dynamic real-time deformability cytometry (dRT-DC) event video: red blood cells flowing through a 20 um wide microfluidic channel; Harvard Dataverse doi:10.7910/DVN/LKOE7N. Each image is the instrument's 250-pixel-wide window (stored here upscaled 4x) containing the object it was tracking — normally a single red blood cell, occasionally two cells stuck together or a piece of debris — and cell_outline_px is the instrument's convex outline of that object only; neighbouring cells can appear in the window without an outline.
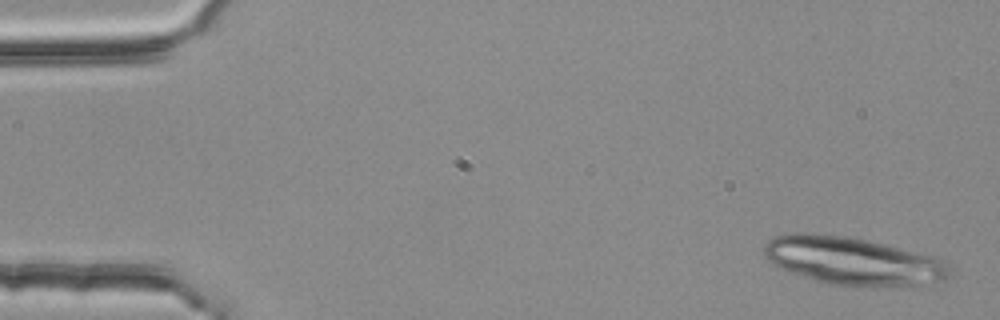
{"species": "common noctule bat (a hibernating species)", "species_latin": "Nyctalus noctula", "temperature_condition": "room temperature", "stored_images_in_passage": 3, "camera_frame_rate_fps": 3000, "um_per_image_px": 0.085, "animal": {"sex": "female", "body_mass_g": 25.1}, "frame": {"image": 1, "passage_image": 1, "time_ms": 0.0, "image_size_px": [1000, 320], "cell_outline_px": [[952, 268], [948, 276], [944, 280], [928, 288], [872, 288], [828, 284], [780, 268], [772, 264], [768, 260], [764, 252], [764, 244], [768, 240], [776, 236], [792, 232], [812, 232], [844, 236], [864, 240], [936, 256], [948, 264]], "centroid_in_image_um": [72.61, 22.24], "position_along_channel_um": 12.4, "area_um2": 53.18}}